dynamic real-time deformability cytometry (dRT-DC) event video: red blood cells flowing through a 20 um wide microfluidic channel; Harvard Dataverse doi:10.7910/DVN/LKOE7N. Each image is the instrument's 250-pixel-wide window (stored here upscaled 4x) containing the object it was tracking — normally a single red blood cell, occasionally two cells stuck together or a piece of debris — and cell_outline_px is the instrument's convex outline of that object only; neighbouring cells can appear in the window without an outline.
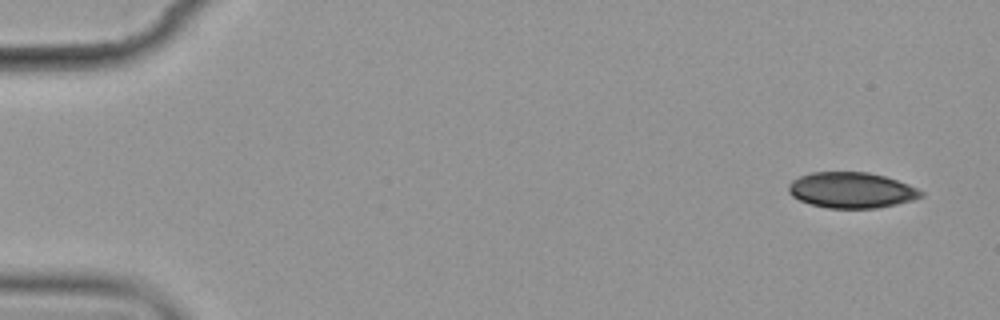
{"species": "common noctule bat (a hibernating species)", "species_latin": "Nyctalus noctula", "temperature_condition": "cold", "stored_images_in_passage": 5, "camera_frame_rate_fps": 3000, "um_per_image_px": 0.085, "animal": {"sex": "female", "body_mass_g": 19.9}, "frame": {"image": 1, "passage_image": 1, "time_ms": 0.0, "image_size_px": [1000, 320], "cell_outline_px": [[924, 196], [912, 200], [896, 204], [876, 208], [828, 208], [812, 204], [800, 200], [792, 196], [788, 192], [788, 184], [792, 180], [800, 176], [812, 172], [868, 172], [884, 176], [908, 184], [924, 192]], "centroid_in_image_um": [72.37, 16.16], "position_along_channel_um": 12.6, "area_um2": 27.51}}
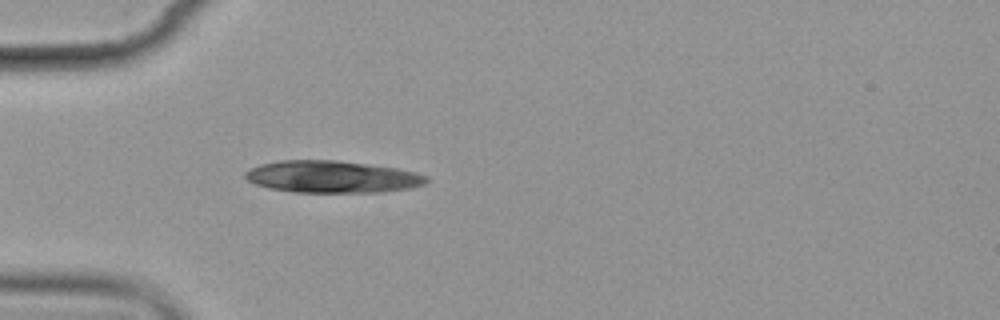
{"frame": {"image": 2, "passage_image": 5, "time_ms": 4.667, "image_size_px": [1000, 320], "cell_outline_px": [[428, 180], [424, 184], [412, 188], [380, 192], [292, 192], [268, 188], [256, 184], [248, 180], [244, 176], [244, 172], [260, 164], [280, 160], [336, 160], [396, 168], [416, 172], [428, 176]], "centroid_in_image_um": [28.23, 15.03], "position_along_channel_um": 56.8, "area_um2": 33.81}}